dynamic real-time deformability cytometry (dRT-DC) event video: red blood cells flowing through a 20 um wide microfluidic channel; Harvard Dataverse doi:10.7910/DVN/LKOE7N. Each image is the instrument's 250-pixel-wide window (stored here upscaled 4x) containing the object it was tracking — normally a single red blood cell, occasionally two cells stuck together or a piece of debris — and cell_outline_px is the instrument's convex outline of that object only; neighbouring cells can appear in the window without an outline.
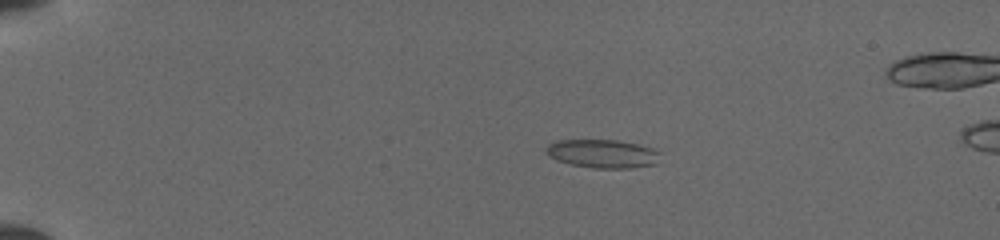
{"species": "common noctule bat (a hibernating species)", "species_latin": "Nyctalus noctula", "temperature_condition": "cold", "stored_images_in_passage": 16, "camera_frame_rate_fps": 3000, "um_per_image_px": 0.085, "animal": {"sex": "female", "body_mass_g": 19.5, "forearm_length_mm": 54.1}, "frame": {"image": 1, "passage_image": 10, "time_ms": 3.667, "image_size_px": [1000, 240], "cell_outline_px": [[660, 152], [656, 164], [632, 168], [592, 168], [572, 164], [556, 160], [548, 156], [544, 148], [548, 144], [556, 140], [616, 140], [636, 144], [652, 148]], "centroid_in_image_um": [51.18, 13.06], "position_along_channel_um": 33.8, "area_um2": 18.96}}